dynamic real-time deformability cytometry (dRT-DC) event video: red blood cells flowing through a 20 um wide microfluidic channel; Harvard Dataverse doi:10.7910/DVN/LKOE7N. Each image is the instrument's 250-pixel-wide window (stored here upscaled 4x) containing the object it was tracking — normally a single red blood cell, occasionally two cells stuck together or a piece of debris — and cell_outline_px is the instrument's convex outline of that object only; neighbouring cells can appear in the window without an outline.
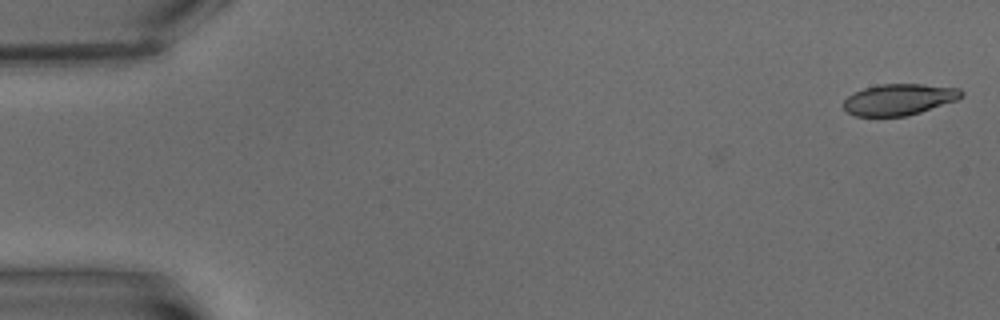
{"species": "common noctule bat (a hibernating species)", "species_latin": "Nyctalus noctula", "temperature_condition": "warm", "stored_images_in_passage": 6, "camera_frame_rate_fps": 3000, "um_per_image_px": 0.085, "animal": {"sex": "male", "body_mass_g": 15.6}, "frame": {"image": 1, "passage_image": 1, "time_ms": 0.0, "image_size_px": [1000, 320], "cell_outline_px": [[964, 96], [956, 100], [908, 116], [856, 116], [848, 112], [844, 108], [844, 100], [848, 96], [864, 88], [880, 84], [924, 84], [960, 88], [964, 92]], "centroid_in_image_um": [76.45, 8.45], "position_along_channel_um": 8.5, "area_um2": 21.39}}
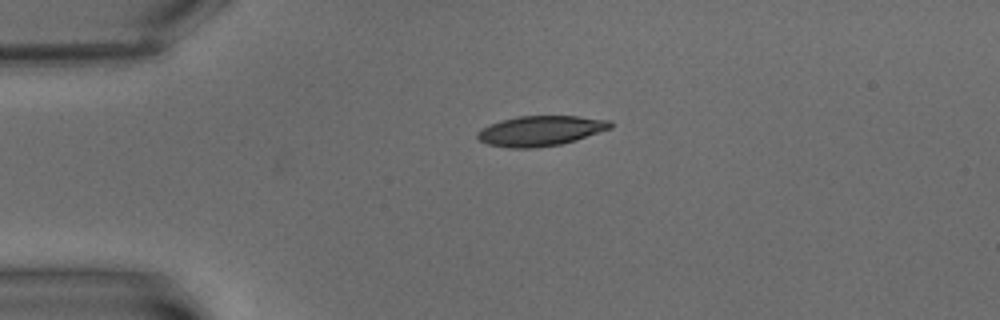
{"frame": {"image": 2, "passage_image": 5, "time_ms": 4.667, "image_size_px": [1000, 320], "cell_outline_px": [[612, 128], [576, 140], [560, 144], [536, 148], [508, 148], [488, 144], [480, 140], [476, 136], [476, 132], [500, 120], [516, 116], [576, 116], [608, 120], [612, 124]], "centroid_in_image_um": [45.94, 11.12], "position_along_channel_um": 39.1, "area_um2": 23.24}}